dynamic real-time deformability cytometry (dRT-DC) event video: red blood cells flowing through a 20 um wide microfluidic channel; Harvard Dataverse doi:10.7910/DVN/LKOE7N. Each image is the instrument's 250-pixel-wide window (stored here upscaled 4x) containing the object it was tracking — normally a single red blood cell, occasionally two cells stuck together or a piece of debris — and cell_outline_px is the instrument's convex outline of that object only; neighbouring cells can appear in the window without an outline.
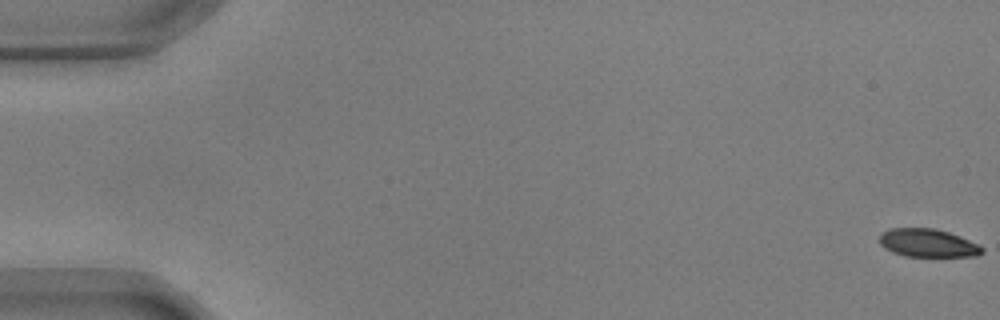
{"species": "common noctule bat (a hibernating species)", "species_latin": "Nyctalus noctula", "temperature_condition": "warm", "stored_images_in_passage": 57, "camera_frame_rate_fps": 3000, "um_per_image_px": 0.085, "animal": {"sex": "male", "body_mass_g": 17.9, "forearm_length_mm": 54.2}, "frame": {"image": 1, "passage_image": 1, "time_ms": 0.0, "image_size_px": [1000, 320], "cell_outline_px": [[984, 252], [976, 256], [904, 256], [892, 252], [884, 248], [880, 244], [880, 232], [888, 228], [936, 228], [960, 236], [980, 244], [984, 248]], "centroid_in_image_um": [78.86, 20.65], "position_along_channel_um": 6.1, "area_um2": 17.05}}
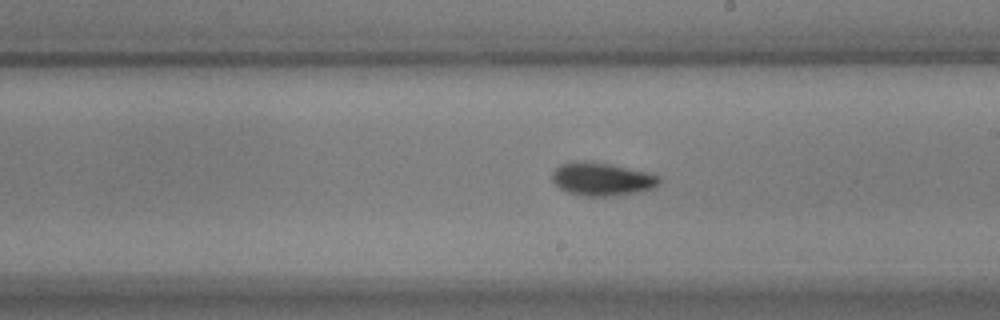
{"frame": {"image": 2, "passage_image": 33, "time_ms": 10.667, "image_size_px": [1000, 320], "cell_outline_px": [[660, 180], [652, 188], [636, 192], [616, 196], [584, 196], [568, 192], [560, 188], [552, 180], [552, 172], [560, 164], [572, 160], [592, 160], [612, 164], [644, 172], [656, 176]], "centroid_in_image_um": [51.07, 15.2], "position_along_channel_um": 237.9, "area_um2": 20.63}}
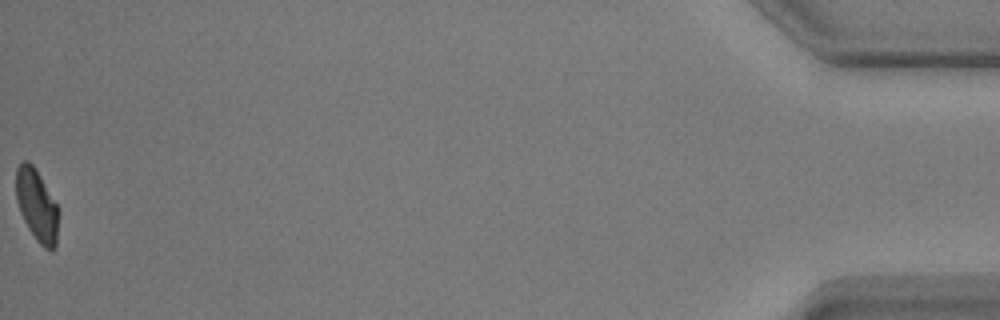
{"frame": {"image": 3, "passage_image": 57, "time_ms": 18.667, "image_size_px": [1000, 320], "cell_outline_px": [[60, 212], [56, 248], [52, 252], [44, 248], [36, 240], [28, 228], [20, 212], [16, 200], [16, 168], [24, 160], [28, 160], [36, 168], [60, 208]], "centroid_in_image_um": [3.17, 17.48], "position_along_channel_um": 432.0, "area_um2": 18.44}, "authors_computed_cell_mechanics": {"area_um2": 18.8428, "velocity_mm_per_s": 3.6247, "shape_relaxation_time_tau1_ms": 2.8291, "shape_relaxation_time_tau2_ms": 1.7037, "deformation_change_tau1": 0.1389, "deformation_change_tau2": 0.0663}}